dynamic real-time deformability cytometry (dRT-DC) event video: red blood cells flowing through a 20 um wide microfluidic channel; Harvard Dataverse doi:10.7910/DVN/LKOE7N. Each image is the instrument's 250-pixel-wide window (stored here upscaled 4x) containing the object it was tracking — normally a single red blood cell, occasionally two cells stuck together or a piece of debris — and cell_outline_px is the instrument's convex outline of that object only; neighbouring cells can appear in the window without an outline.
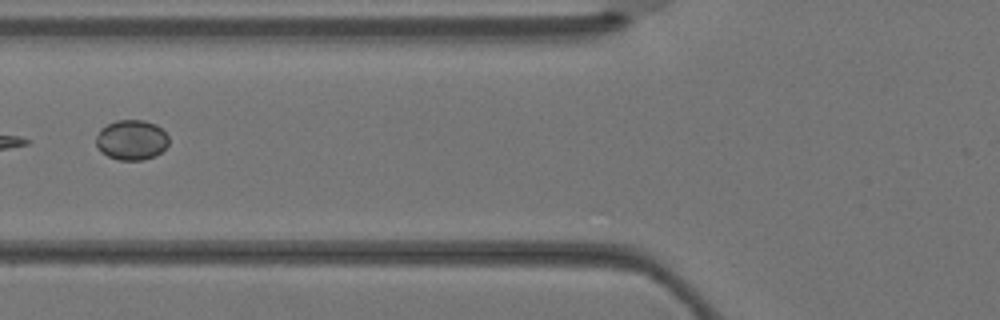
{"species": "Egyptian fruit bat (a non-hibernating species)", "species_latin": "Rousettus aegyptiacus", "temperature_condition": "warm", "stored_images_in_passage": 5, "camera_frame_rate_fps": 3000, "um_per_image_px": 0.085, "animal": {"sex": "female"}, "frame": {"image": 1, "passage_image": 5, "time_ms": 1.333, "image_size_px": [1000, 320], "cell_outline_px": [[168, 144], [156, 156], [144, 160], [120, 160], [108, 156], [100, 152], [96, 144], [96, 136], [100, 128], [116, 120], [144, 120], [156, 124], [168, 136]], "centroid_in_image_um": [11.16, 11.89], "position_along_channel_um": 114.6, "area_um2": 17.05}}